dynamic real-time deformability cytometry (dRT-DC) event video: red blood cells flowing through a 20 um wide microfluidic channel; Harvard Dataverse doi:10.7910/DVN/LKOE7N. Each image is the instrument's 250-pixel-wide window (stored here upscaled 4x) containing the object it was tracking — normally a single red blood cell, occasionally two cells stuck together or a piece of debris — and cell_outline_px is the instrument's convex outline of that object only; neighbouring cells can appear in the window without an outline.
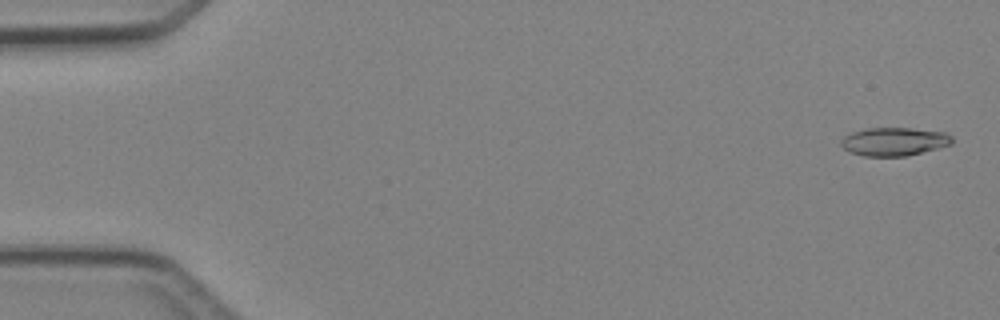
{"species": "Egyptian fruit bat (a non-hibernating species)", "species_latin": "Rousettus aegyptiacus", "temperature_condition": "cold", "stored_images_in_passage": 4, "camera_frame_rate_fps": 3000, "um_per_image_px": 0.085, "animal": {"sex": "female"}, "frame": {"image": 1, "passage_image": 1, "time_ms": 0.0, "image_size_px": [1000, 320], "cell_outline_px": [[952, 144], [908, 156], [864, 156], [848, 152], [840, 144], [840, 140], [844, 136], [852, 132], [864, 128], [912, 128], [948, 132], [952, 136]], "centroid_in_image_um": [76.0, 12.03], "position_along_channel_um": 9.0, "area_um2": 18.55}}
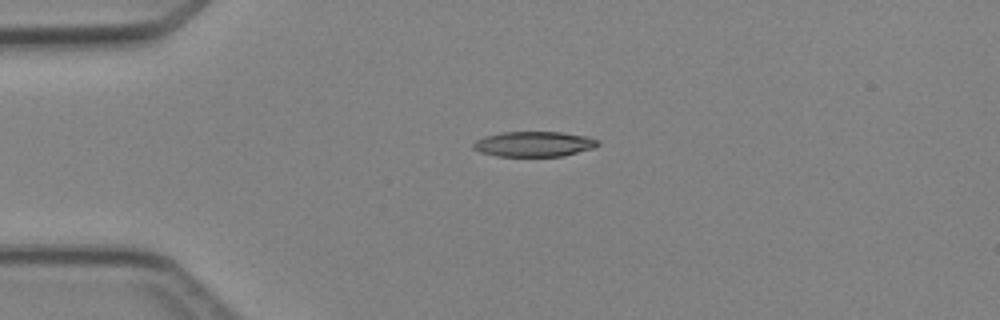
{"frame": {"image": 2, "passage_image": 3, "time_ms": 3.333, "image_size_px": [1000, 320], "cell_outline_px": [[600, 144], [596, 148], [564, 156], [496, 156], [480, 152], [472, 148], [472, 144], [476, 140], [484, 136], [500, 132], [560, 132], [588, 136], [600, 140]], "centroid_in_image_um": [45.42, 12.24], "position_along_channel_um": 39.6, "area_um2": 18.61}}